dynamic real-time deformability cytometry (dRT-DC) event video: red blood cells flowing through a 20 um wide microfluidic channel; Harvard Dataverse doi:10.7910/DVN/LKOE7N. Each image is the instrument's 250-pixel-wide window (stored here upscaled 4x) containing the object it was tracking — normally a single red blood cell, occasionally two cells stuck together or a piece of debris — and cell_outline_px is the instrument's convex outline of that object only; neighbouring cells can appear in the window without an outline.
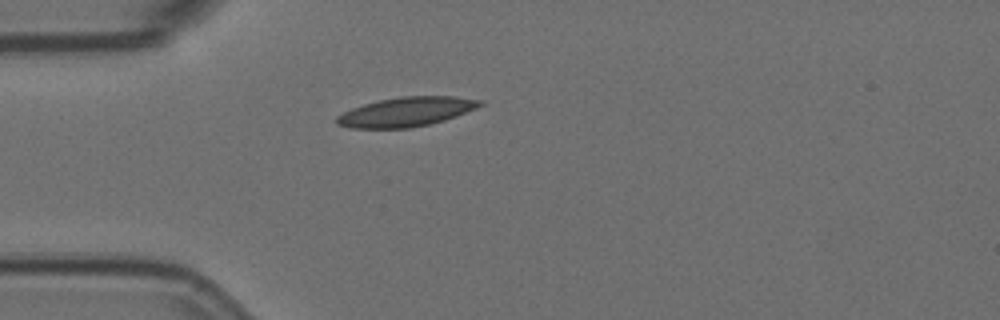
{"species": "Egyptian fruit bat (a non-hibernating species)", "species_latin": "Rousettus aegyptiacus", "temperature_condition": "room temperature", "stored_images_in_passage": 42, "camera_frame_rate_fps": 3000, "um_per_image_px": 0.085, "animal": {"sex": "female"}, "frame": {"image": 1, "passage_image": 1, "time_ms": 0.0, "image_size_px": [1000, 320], "cell_outline_px": [[484, 104], [476, 108], [456, 116], [444, 120], [412, 128], [348, 128], [336, 124], [336, 116], [352, 108], [364, 104], [380, 100], [400, 96], [452, 96], [484, 100]], "centroid_in_image_um": [34.53, 9.5], "position_along_channel_um": 50.5, "area_um2": 24.51}}
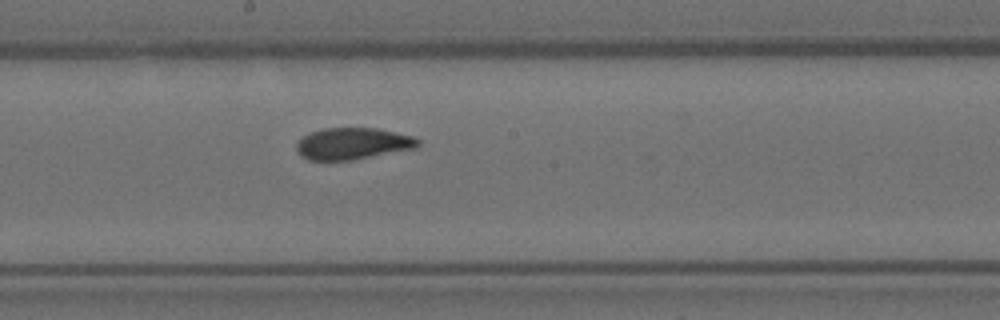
{"frame": {"image": 2, "passage_image": 16, "time_ms": 5.0, "image_size_px": [1000, 320], "cell_outline_px": [[420, 144], [416, 148], [352, 160], [308, 160], [300, 156], [296, 152], [296, 144], [304, 136], [312, 132], [324, 128], [376, 128], [412, 136], [420, 140]], "centroid_in_image_um": [29.97, 12.21], "position_along_channel_um": 218.2, "area_um2": 22.37}}
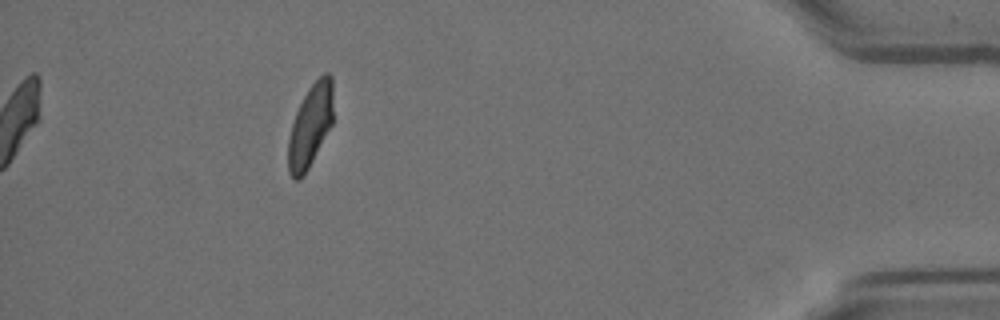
{"frame": {"image": 3, "passage_image": 37, "time_ms": 12.0, "image_size_px": [1000, 320], "cell_outline_px": [[332, 124], [304, 176], [300, 180], [296, 180], [288, 172], [288, 140], [292, 124], [296, 112], [308, 88], [324, 72], [328, 72], [332, 76]], "centroid_in_image_um": [26.37, 10.7], "position_along_channel_um": 408.8, "area_um2": 21.5}, "authors_computed_cell_mechanics": {"area_um2": 23.1489, "velocity_mm_per_s": 3.5421, "shape_relaxation_time_tau1_ms": 7.0466, "shape_relaxation_time_tau2_ms": 1.9289, "deformation_change_tau1": 0.1921, "deformation_change_tau2": 0.0699}}